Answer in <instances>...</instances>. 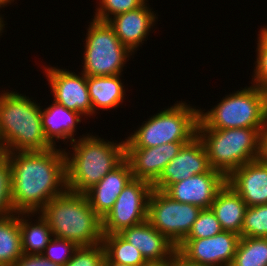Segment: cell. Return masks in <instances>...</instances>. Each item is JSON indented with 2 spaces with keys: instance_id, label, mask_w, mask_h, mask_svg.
<instances>
[{
  "instance_id": "26",
  "label": "cell",
  "mask_w": 267,
  "mask_h": 266,
  "mask_svg": "<svg viewBox=\"0 0 267 266\" xmlns=\"http://www.w3.org/2000/svg\"><path fill=\"white\" fill-rule=\"evenodd\" d=\"M230 266H267V237H240Z\"/></svg>"
},
{
  "instance_id": "15",
  "label": "cell",
  "mask_w": 267,
  "mask_h": 266,
  "mask_svg": "<svg viewBox=\"0 0 267 266\" xmlns=\"http://www.w3.org/2000/svg\"><path fill=\"white\" fill-rule=\"evenodd\" d=\"M226 177L214 169L192 175L169 185L163 192L180 203H190L201 209L211 207L218 191L225 185Z\"/></svg>"
},
{
  "instance_id": "37",
  "label": "cell",
  "mask_w": 267,
  "mask_h": 266,
  "mask_svg": "<svg viewBox=\"0 0 267 266\" xmlns=\"http://www.w3.org/2000/svg\"><path fill=\"white\" fill-rule=\"evenodd\" d=\"M143 266H173V257L160 262H147Z\"/></svg>"
},
{
  "instance_id": "5",
  "label": "cell",
  "mask_w": 267,
  "mask_h": 266,
  "mask_svg": "<svg viewBox=\"0 0 267 266\" xmlns=\"http://www.w3.org/2000/svg\"><path fill=\"white\" fill-rule=\"evenodd\" d=\"M264 128L197 129L210 167L226 178L240 166L256 160Z\"/></svg>"
},
{
  "instance_id": "2",
  "label": "cell",
  "mask_w": 267,
  "mask_h": 266,
  "mask_svg": "<svg viewBox=\"0 0 267 266\" xmlns=\"http://www.w3.org/2000/svg\"><path fill=\"white\" fill-rule=\"evenodd\" d=\"M87 135L71 143L72 157L65 151L66 186L73 193L84 194L125 160V140L117 144Z\"/></svg>"
},
{
  "instance_id": "41",
  "label": "cell",
  "mask_w": 267,
  "mask_h": 266,
  "mask_svg": "<svg viewBox=\"0 0 267 266\" xmlns=\"http://www.w3.org/2000/svg\"><path fill=\"white\" fill-rule=\"evenodd\" d=\"M4 30L3 27L0 25V34H1V31Z\"/></svg>"
},
{
  "instance_id": "36",
  "label": "cell",
  "mask_w": 267,
  "mask_h": 266,
  "mask_svg": "<svg viewBox=\"0 0 267 266\" xmlns=\"http://www.w3.org/2000/svg\"><path fill=\"white\" fill-rule=\"evenodd\" d=\"M173 266H204L197 263H193L184 258L178 251L173 255Z\"/></svg>"
},
{
  "instance_id": "3",
  "label": "cell",
  "mask_w": 267,
  "mask_h": 266,
  "mask_svg": "<svg viewBox=\"0 0 267 266\" xmlns=\"http://www.w3.org/2000/svg\"><path fill=\"white\" fill-rule=\"evenodd\" d=\"M39 213L47 220L53 237L73 241L78 246L102 242V218L92 209L85 194L66 190Z\"/></svg>"
},
{
  "instance_id": "40",
  "label": "cell",
  "mask_w": 267,
  "mask_h": 266,
  "mask_svg": "<svg viewBox=\"0 0 267 266\" xmlns=\"http://www.w3.org/2000/svg\"><path fill=\"white\" fill-rule=\"evenodd\" d=\"M103 266H127V265H121L114 262H111L106 256L103 262Z\"/></svg>"
},
{
  "instance_id": "34",
  "label": "cell",
  "mask_w": 267,
  "mask_h": 266,
  "mask_svg": "<svg viewBox=\"0 0 267 266\" xmlns=\"http://www.w3.org/2000/svg\"><path fill=\"white\" fill-rule=\"evenodd\" d=\"M13 266H62L47 260L43 255H25L18 259Z\"/></svg>"
},
{
  "instance_id": "25",
  "label": "cell",
  "mask_w": 267,
  "mask_h": 266,
  "mask_svg": "<svg viewBox=\"0 0 267 266\" xmlns=\"http://www.w3.org/2000/svg\"><path fill=\"white\" fill-rule=\"evenodd\" d=\"M105 256L114 263L127 266H143L147 262L140 251L119 234H105L102 238Z\"/></svg>"
},
{
  "instance_id": "17",
  "label": "cell",
  "mask_w": 267,
  "mask_h": 266,
  "mask_svg": "<svg viewBox=\"0 0 267 266\" xmlns=\"http://www.w3.org/2000/svg\"><path fill=\"white\" fill-rule=\"evenodd\" d=\"M226 182L245 201L247 207L267 204V166L258 159L233 171Z\"/></svg>"
},
{
  "instance_id": "13",
  "label": "cell",
  "mask_w": 267,
  "mask_h": 266,
  "mask_svg": "<svg viewBox=\"0 0 267 266\" xmlns=\"http://www.w3.org/2000/svg\"><path fill=\"white\" fill-rule=\"evenodd\" d=\"M210 169L205 146L197 135L183 145L179 153L164 167L152 187L164 191L169 185L185 180L192 175L206 173Z\"/></svg>"
},
{
  "instance_id": "1",
  "label": "cell",
  "mask_w": 267,
  "mask_h": 266,
  "mask_svg": "<svg viewBox=\"0 0 267 266\" xmlns=\"http://www.w3.org/2000/svg\"><path fill=\"white\" fill-rule=\"evenodd\" d=\"M7 159L16 213H39L51 199L67 190L65 149L8 152Z\"/></svg>"
},
{
  "instance_id": "23",
  "label": "cell",
  "mask_w": 267,
  "mask_h": 266,
  "mask_svg": "<svg viewBox=\"0 0 267 266\" xmlns=\"http://www.w3.org/2000/svg\"><path fill=\"white\" fill-rule=\"evenodd\" d=\"M31 214L35 216V213H19L22 252L25 255H42L52 239L51 237H53L52 230L49 228L47 220L40 213H37L39 217L35 224L32 223V220L28 222L27 218H29V215L32 216Z\"/></svg>"
},
{
  "instance_id": "32",
  "label": "cell",
  "mask_w": 267,
  "mask_h": 266,
  "mask_svg": "<svg viewBox=\"0 0 267 266\" xmlns=\"http://www.w3.org/2000/svg\"><path fill=\"white\" fill-rule=\"evenodd\" d=\"M104 259L105 250L101 242L92 246H79L63 266H103Z\"/></svg>"
},
{
  "instance_id": "31",
  "label": "cell",
  "mask_w": 267,
  "mask_h": 266,
  "mask_svg": "<svg viewBox=\"0 0 267 266\" xmlns=\"http://www.w3.org/2000/svg\"><path fill=\"white\" fill-rule=\"evenodd\" d=\"M257 43V61L254 70L253 84L267 95V26L260 29Z\"/></svg>"
},
{
  "instance_id": "24",
  "label": "cell",
  "mask_w": 267,
  "mask_h": 266,
  "mask_svg": "<svg viewBox=\"0 0 267 266\" xmlns=\"http://www.w3.org/2000/svg\"><path fill=\"white\" fill-rule=\"evenodd\" d=\"M22 256L19 213L0 218V266H13Z\"/></svg>"
},
{
  "instance_id": "38",
  "label": "cell",
  "mask_w": 267,
  "mask_h": 266,
  "mask_svg": "<svg viewBox=\"0 0 267 266\" xmlns=\"http://www.w3.org/2000/svg\"><path fill=\"white\" fill-rule=\"evenodd\" d=\"M8 150L0 138V164L3 163L7 159Z\"/></svg>"
},
{
  "instance_id": "9",
  "label": "cell",
  "mask_w": 267,
  "mask_h": 266,
  "mask_svg": "<svg viewBox=\"0 0 267 266\" xmlns=\"http://www.w3.org/2000/svg\"><path fill=\"white\" fill-rule=\"evenodd\" d=\"M201 208L171 199L163 191L153 189L148 200L150 224L176 247L188 236Z\"/></svg>"
},
{
  "instance_id": "22",
  "label": "cell",
  "mask_w": 267,
  "mask_h": 266,
  "mask_svg": "<svg viewBox=\"0 0 267 266\" xmlns=\"http://www.w3.org/2000/svg\"><path fill=\"white\" fill-rule=\"evenodd\" d=\"M120 76H87L93 115L97 108L115 109L123 102L125 90Z\"/></svg>"
},
{
  "instance_id": "35",
  "label": "cell",
  "mask_w": 267,
  "mask_h": 266,
  "mask_svg": "<svg viewBox=\"0 0 267 266\" xmlns=\"http://www.w3.org/2000/svg\"><path fill=\"white\" fill-rule=\"evenodd\" d=\"M257 159L262 164L267 166V126L261 131L259 153Z\"/></svg>"
},
{
  "instance_id": "16",
  "label": "cell",
  "mask_w": 267,
  "mask_h": 266,
  "mask_svg": "<svg viewBox=\"0 0 267 266\" xmlns=\"http://www.w3.org/2000/svg\"><path fill=\"white\" fill-rule=\"evenodd\" d=\"M137 248L146 262H160L173 257L176 245L155 229L148 220L118 233Z\"/></svg>"
},
{
  "instance_id": "14",
  "label": "cell",
  "mask_w": 267,
  "mask_h": 266,
  "mask_svg": "<svg viewBox=\"0 0 267 266\" xmlns=\"http://www.w3.org/2000/svg\"><path fill=\"white\" fill-rule=\"evenodd\" d=\"M188 142L176 141L156 147H125V159L130 164L133 178L153 184L164 167Z\"/></svg>"
},
{
  "instance_id": "29",
  "label": "cell",
  "mask_w": 267,
  "mask_h": 266,
  "mask_svg": "<svg viewBox=\"0 0 267 266\" xmlns=\"http://www.w3.org/2000/svg\"><path fill=\"white\" fill-rule=\"evenodd\" d=\"M147 0H100L94 19L107 22L112 17L141 7ZM113 15V16H111Z\"/></svg>"
},
{
  "instance_id": "20",
  "label": "cell",
  "mask_w": 267,
  "mask_h": 266,
  "mask_svg": "<svg viewBox=\"0 0 267 266\" xmlns=\"http://www.w3.org/2000/svg\"><path fill=\"white\" fill-rule=\"evenodd\" d=\"M53 104V105H52ZM49 107L41 109V120L44 135L47 141L56 147V140H75L76 125L81 122L82 115L78 112L65 108L62 104L54 101ZM56 139V140H55Z\"/></svg>"
},
{
  "instance_id": "33",
  "label": "cell",
  "mask_w": 267,
  "mask_h": 266,
  "mask_svg": "<svg viewBox=\"0 0 267 266\" xmlns=\"http://www.w3.org/2000/svg\"><path fill=\"white\" fill-rule=\"evenodd\" d=\"M78 247L73 241L53 237L42 255L47 260L63 266L72 258Z\"/></svg>"
},
{
  "instance_id": "28",
  "label": "cell",
  "mask_w": 267,
  "mask_h": 266,
  "mask_svg": "<svg viewBox=\"0 0 267 266\" xmlns=\"http://www.w3.org/2000/svg\"><path fill=\"white\" fill-rule=\"evenodd\" d=\"M222 227L211 208L201 209L185 239H201L221 233Z\"/></svg>"
},
{
  "instance_id": "27",
  "label": "cell",
  "mask_w": 267,
  "mask_h": 266,
  "mask_svg": "<svg viewBox=\"0 0 267 266\" xmlns=\"http://www.w3.org/2000/svg\"><path fill=\"white\" fill-rule=\"evenodd\" d=\"M240 237H267V204L247 207Z\"/></svg>"
},
{
  "instance_id": "10",
  "label": "cell",
  "mask_w": 267,
  "mask_h": 266,
  "mask_svg": "<svg viewBox=\"0 0 267 266\" xmlns=\"http://www.w3.org/2000/svg\"><path fill=\"white\" fill-rule=\"evenodd\" d=\"M152 184L133 178L117 197L113 208L102 219V232L118 234L148 218V200Z\"/></svg>"
},
{
  "instance_id": "7",
  "label": "cell",
  "mask_w": 267,
  "mask_h": 266,
  "mask_svg": "<svg viewBox=\"0 0 267 266\" xmlns=\"http://www.w3.org/2000/svg\"><path fill=\"white\" fill-rule=\"evenodd\" d=\"M182 102L153 115L125 139V147H156L197 136L199 109Z\"/></svg>"
},
{
  "instance_id": "18",
  "label": "cell",
  "mask_w": 267,
  "mask_h": 266,
  "mask_svg": "<svg viewBox=\"0 0 267 266\" xmlns=\"http://www.w3.org/2000/svg\"><path fill=\"white\" fill-rule=\"evenodd\" d=\"M158 17L147 7L145 2L141 7L121 13L107 22L112 27L114 33L132 53L145 40L147 34Z\"/></svg>"
},
{
  "instance_id": "19",
  "label": "cell",
  "mask_w": 267,
  "mask_h": 266,
  "mask_svg": "<svg viewBox=\"0 0 267 266\" xmlns=\"http://www.w3.org/2000/svg\"><path fill=\"white\" fill-rule=\"evenodd\" d=\"M132 179L130 164L125 159L84 194L92 209L103 219L113 208L119 194Z\"/></svg>"
},
{
  "instance_id": "8",
  "label": "cell",
  "mask_w": 267,
  "mask_h": 266,
  "mask_svg": "<svg viewBox=\"0 0 267 266\" xmlns=\"http://www.w3.org/2000/svg\"><path fill=\"white\" fill-rule=\"evenodd\" d=\"M88 26L82 73L86 76L121 75L132 52L120 42L108 22L93 18Z\"/></svg>"
},
{
  "instance_id": "21",
  "label": "cell",
  "mask_w": 267,
  "mask_h": 266,
  "mask_svg": "<svg viewBox=\"0 0 267 266\" xmlns=\"http://www.w3.org/2000/svg\"><path fill=\"white\" fill-rule=\"evenodd\" d=\"M210 208L223 231L241 235L247 204L227 182L218 191Z\"/></svg>"
},
{
  "instance_id": "30",
  "label": "cell",
  "mask_w": 267,
  "mask_h": 266,
  "mask_svg": "<svg viewBox=\"0 0 267 266\" xmlns=\"http://www.w3.org/2000/svg\"><path fill=\"white\" fill-rule=\"evenodd\" d=\"M16 214L12 203V170L8 159L0 164V218Z\"/></svg>"
},
{
  "instance_id": "12",
  "label": "cell",
  "mask_w": 267,
  "mask_h": 266,
  "mask_svg": "<svg viewBox=\"0 0 267 266\" xmlns=\"http://www.w3.org/2000/svg\"><path fill=\"white\" fill-rule=\"evenodd\" d=\"M54 95V101L82 116L93 115L87 87V76L56 67L44 68Z\"/></svg>"
},
{
  "instance_id": "6",
  "label": "cell",
  "mask_w": 267,
  "mask_h": 266,
  "mask_svg": "<svg viewBox=\"0 0 267 266\" xmlns=\"http://www.w3.org/2000/svg\"><path fill=\"white\" fill-rule=\"evenodd\" d=\"M226 95L210 111L199 110L197 129L265 128L267 95L256 85Z\"/></svg>"
},
{
  "instance_id": "39",
  "label": "cell",
  "mask_w": 267,
  "mask_h": 266,
  "mask_svg": "<svg viewBox=\"0 0 267 266\" xmlns=\"http://www.w3.org/2000/svg\"><path fill=\"white\" fill-rule=\"evenodd\" d=\"M11 1H14V0H0V8L4 7V6H7V4L11 3ZM0 25L4 28L5 24L3 22V19L0 15Z\"/></svg>"
},
{
  "instance_id": "4",
  "label": "cell",
  "mask_w": 267,
  "mask_h": 266,
  "mask_svg": "<svg viewBox=\"0 0 267 266\" xmlns=\"http://www.w3.org/2000/svg\"><path fill=\"white\" fill-rule=\"evenodd\" d=\"M0 93V138L8 152L46 151L40 105L17 92Z\"/></svg>"
},
{
  "instance_id": "11",
  "label": "cell",
  "mask_w": 267,
  "mask_h": 266,
  "mask_svg": "<svg viewBox=\"0 0 267 266\" xmlns=\"http://www.w3.org/2000/svg\"><path fill=\"white\" fill-rule=\"evenodd\" d=\"M240 235L222 231L215 236L201 239H184L177 251L188 261L204 266H230Z\"/></svg>"
}]
</instances>
